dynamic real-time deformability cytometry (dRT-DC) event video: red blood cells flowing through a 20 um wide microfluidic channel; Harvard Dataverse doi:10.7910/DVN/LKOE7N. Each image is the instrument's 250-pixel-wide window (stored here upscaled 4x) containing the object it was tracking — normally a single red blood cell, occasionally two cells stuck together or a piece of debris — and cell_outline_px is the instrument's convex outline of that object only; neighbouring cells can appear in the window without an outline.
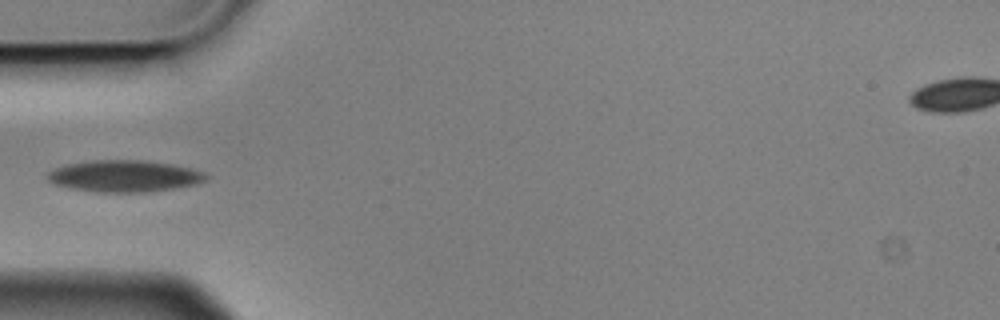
{"species": "Egyptian fruit bat (a non-hibernating species)", "species_latin": "Rousettus aegyptiacus", "temperature_condition": "cold", "stored_images_in_passage": 5, "camera_frame_rate_fps": 3000, "um_per_image_px": 0.085, "animal": {"sex": "male"}, "frame": {"image": 1, "passage_image": 5, "time_ms": 1.333, "image_size_px": [1000, 320], "cell_outline_px": [[208, 176], [204, 180], [196, 184], [148, 192], [96, 192], [72, 188], [56, 184], [48, 180], [48, 172], [64, 164], [92, 160], [144, 160], [172, 164], [192, 168], [204, 172]], "centroid_in_image_um": [10.58, 14.95], "position_along_channel_um": 74.4, "area_um2": 29.13}}